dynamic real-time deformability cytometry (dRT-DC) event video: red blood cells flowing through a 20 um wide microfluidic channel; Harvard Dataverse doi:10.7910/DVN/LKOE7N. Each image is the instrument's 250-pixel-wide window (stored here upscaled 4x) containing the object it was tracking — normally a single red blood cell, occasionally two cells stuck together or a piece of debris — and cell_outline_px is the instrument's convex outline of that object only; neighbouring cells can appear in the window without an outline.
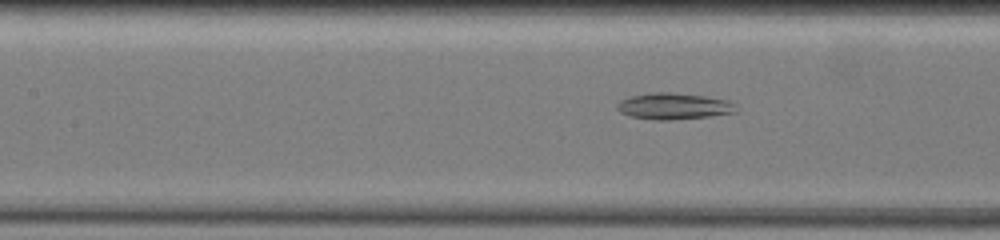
{"species": "common noctule bat (a hibernating species)", "species_latin": "Nyctalus noctula", "temperature_condition": "warm", "stored_images_in_passage": 33, "camera_frame_rate_fps": 3000, "um_per_image_px": 0.085, "animal": {"sex": "female", "body_mass_g": 19.5, "forearm_length_mm": 54.1}, "frame": {"image": 1, "passage_image": 11, "time_ms": 6.0, "image_size_px": [1000, 240], "cell_outline_px": [[736, 112], [708, 116], [672, 120], [652, 120], [632, 116], [620, 112], [616, 108], [616, 104], [620, 100], [632, 96], [652, 92], [672, 92], [704, 96], [728, 100], [732, 104]], "centroid_in_image_um": [57.21, 9.02], "position_along_channel_um": 150.2, "area_um2": 18.09}}
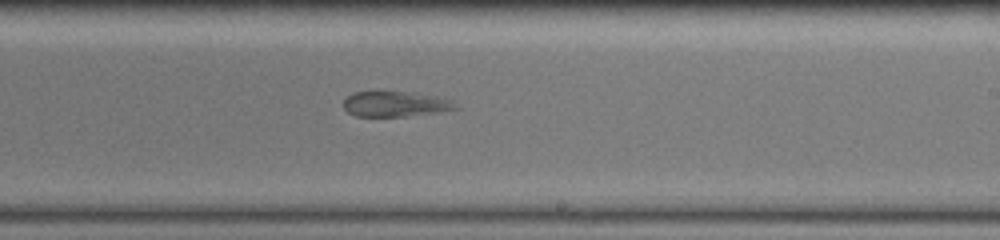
{"frame": {"image": 2, "passage_image": 21, "time_ms": 9.0, "image_size_px": [1000, 240], "cell_outline_px": [[460, 108], [436, 112], [404, 116], [356, 116], [348, 112], [344, 108], [344, 100], [352, 92], [416, 92], [436, 96], [452, 100]], "centroid_in_image_um": [33.62, 8.83], "position_along_channel_um": 255.4, "area_um2": 16.42}}
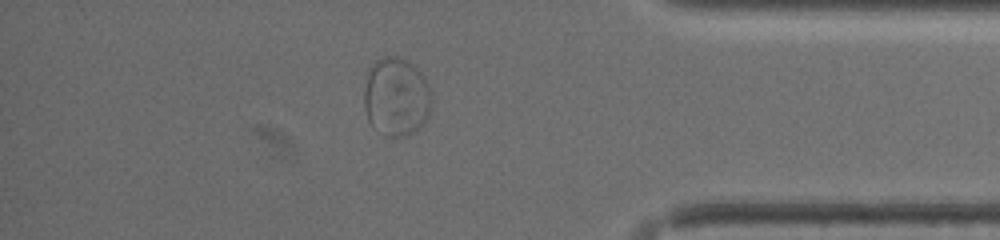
{"frame": {"image": 3, "passage_image": 30, "time_ms": 13.667, "image_size_px": [1000, 240], "cell_outline_px": [[432, 104], [428, 116], [424, 124], [408, 136], [384, 136], [372, 128], [368, 120], [364, 108], [364, 88], [368, 68], [376, 60], [384, 56], [396, 56], [408, 60], [416, 64], [424, 76], [432, 92]], "centroid_in_image_um": [33.69, 8.22], "position_along_channel_um": 401.5, "area_um2": 31.91}}